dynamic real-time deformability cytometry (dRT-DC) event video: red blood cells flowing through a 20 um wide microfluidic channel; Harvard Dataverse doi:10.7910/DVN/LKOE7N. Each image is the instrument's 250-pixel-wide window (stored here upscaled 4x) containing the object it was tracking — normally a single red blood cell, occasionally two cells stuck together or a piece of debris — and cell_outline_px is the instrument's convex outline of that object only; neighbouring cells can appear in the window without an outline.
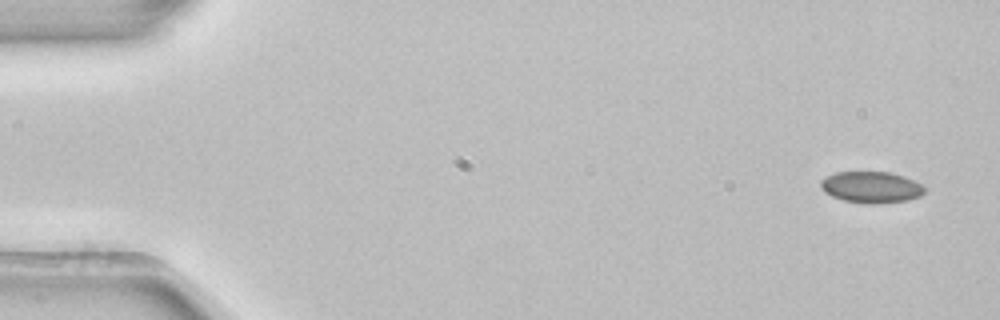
{"species": "common noctule bat (a hibernating species)", "species_latin": "Nyctalus noctula", "temperature_condition": "room temperature", "stored_images_in_passage": 3, "camera_frame_rate_fps": 3000, "um_per_image_px": 0.085, "animal": {"sex": "female", "body_mass_g": 22.7, "forearm_length_mm": 54.2}, "frame": {"image": 1, "passage_image": 1, "time_ms": 0.0, "image_size_px": [1000, 320], "cell_outline_px": [[924, 192], [920, 196], [908, 200], [876, 204], [868, 204], [844, 200], [832, 196], [824, 192], [820, 188], [820, 180], [836, 172], [888, 172], [904, 176], [920, 184], [924, 188]], "centroid_in_image_um": [74.03, 15.92], "position_along_channel_um": 11.0, "area_um2": 18.9}}
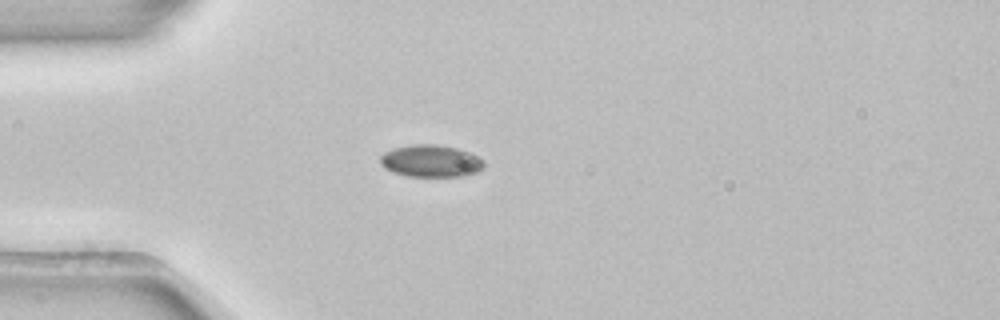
{"frame": {"image": 2, "passage_image": 3, "time_ms": 0.667, "image_size_px": [1000, 320], "cell_outline_px": [[484, 168], [476, 172], [464, 176], [408, 176], [392, 172], [384, 168], [380, 164], [380, 156], [384, 152], [392, 148], [412, 144], [436, 144], [456, 148], [468, 152], [484, 160]], "centroid_in_image_um": [36.59, 13.68], "position_along_channel_um": 48.4, "area_um2": 19.54}}